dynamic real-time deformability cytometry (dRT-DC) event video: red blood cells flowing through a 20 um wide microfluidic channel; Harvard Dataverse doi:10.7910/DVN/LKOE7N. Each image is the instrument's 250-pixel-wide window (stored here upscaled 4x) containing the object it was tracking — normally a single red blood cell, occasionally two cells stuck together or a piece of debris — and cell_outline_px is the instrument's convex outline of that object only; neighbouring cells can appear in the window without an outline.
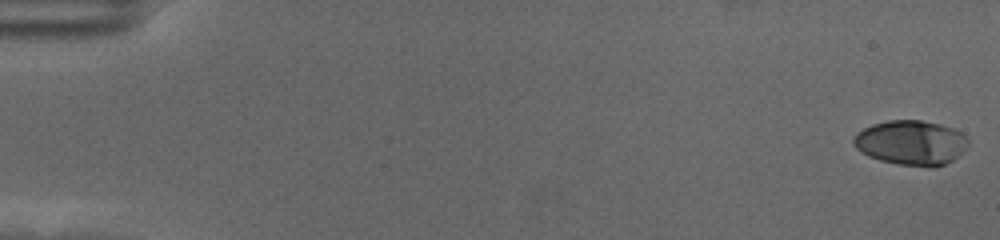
{"species": "human", "species_latin": "Homo sapiens", "temperature_condition": "cold", "stored_images_in_passage": 59, "camera_frame_rate_fps": 3000, "um_per_image_px": 0.085, "donor": {"sex": "female"}, "frame": {"image": 1, "passage_image": 1, "time_ms": 0.0, "image_size_px": [1000, 240], "cell_outline_px": [[968, 148], [952, 160], [936, 168], [928, 168], [900, 164], [880, 160], [868, 156], [860, 152], [852, 144], [852, 140], [856, 132], [872, 124], [888, 120], [920, 120], [940, 124], [952, 128], [960, 132], [968, 140]], "centroid_in_image_um": [77.42, 12.14], "position_along_channel_um": 7.6, "area_um2": 30.11}}
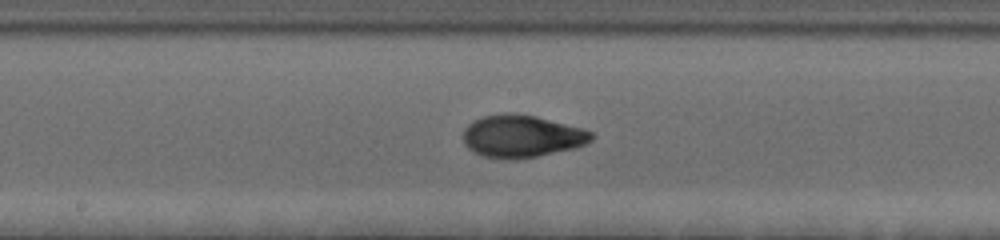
{"frame": {"image": 2, "passage_image": 32, "time_ms": 10.333, "image_size_px": [1000, 240], "cell_outline_px": [[596, 136], [592, 140], [576, 148], [516, 160], [508, 160], [484, 156], [472, 152], [464, 144], [464, 128], [468, 124], [484, 116], [508, 112], [536, 116], [584, 128], [592, 132]], "centroid_in_image_um": [44.37, 11.58], "position_along_channel_um": 203.8, "area_um2": 31.91}}
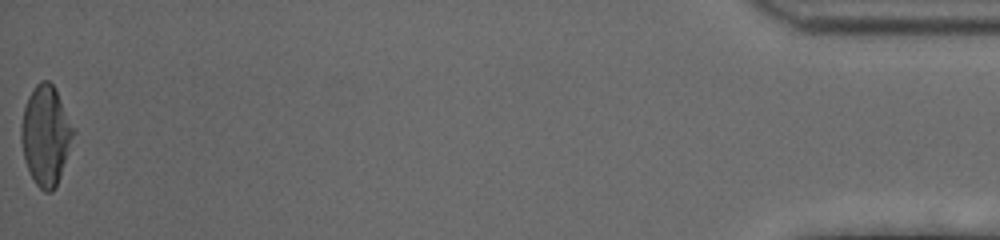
{"frame": {"image": 3, "passage_image": 59, "time_ms": 19.333, "image_size_px": [1000, 240], "cell_outline_px": [[76, 132], [56, 188], [52, 192], [44, 192], [36, 184], [24, 160], [20, 140], [20, 124], [24, 108], [28, 96], [32, 88], [40, 80], [48, 80], [56, 88], [76, 128]], "centroid_in_image_um": [3.91, 11.47], "position_along_channel_um": 431.3, "area_um2": 30.92}, "authors_computed_cell_mechanics": {"area_um2": 29.7092, "velocity_mm_per_s": 3.5147, "shape_relaxation_time_tau1_ms": 3.9908, "shape_relaxation_time_tau2_ms": 1.3919, "deformation_change_tau1": 0.1824, "deformation_change_tau2": 0.0362}}